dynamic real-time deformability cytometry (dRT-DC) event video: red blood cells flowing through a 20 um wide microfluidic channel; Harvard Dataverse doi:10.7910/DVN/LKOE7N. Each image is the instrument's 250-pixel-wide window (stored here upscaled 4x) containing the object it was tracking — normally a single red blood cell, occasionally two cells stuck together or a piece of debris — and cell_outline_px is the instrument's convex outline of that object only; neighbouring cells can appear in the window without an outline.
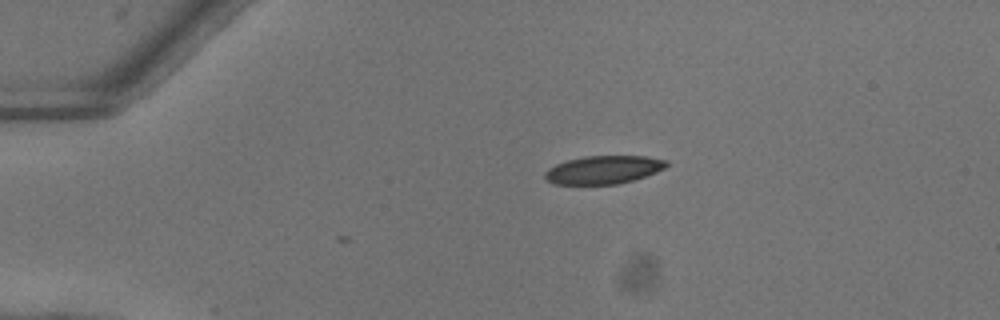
{"species": "common noctule bat (a hibernating species)", "species_latin": "Nyctalus noctula", "temperature_condition": "warm", "stored_images_in_passage": 5, "camera_frame_rate_fps": 3000, "um_per_image_px": 0.085, "animal": {"sex": "female"}, "frame": {"image": 1, "passage_image": 1, "time_ms": 0.0, "image_size_px": [1000, 320], "cell_outline_px": [[668, 164], [664, 168], [656, 172], [632, 180], [616, 184], [552, 184], [544, 176], [544, 172], [548, 168], [556, 164], [568, 160], [584, 156], [644, 156], [668, 160]], "centroid_in_image_um": [51.28, 14.42], "position_along_channel_um": 33.7, "area_um2": 19.83}}